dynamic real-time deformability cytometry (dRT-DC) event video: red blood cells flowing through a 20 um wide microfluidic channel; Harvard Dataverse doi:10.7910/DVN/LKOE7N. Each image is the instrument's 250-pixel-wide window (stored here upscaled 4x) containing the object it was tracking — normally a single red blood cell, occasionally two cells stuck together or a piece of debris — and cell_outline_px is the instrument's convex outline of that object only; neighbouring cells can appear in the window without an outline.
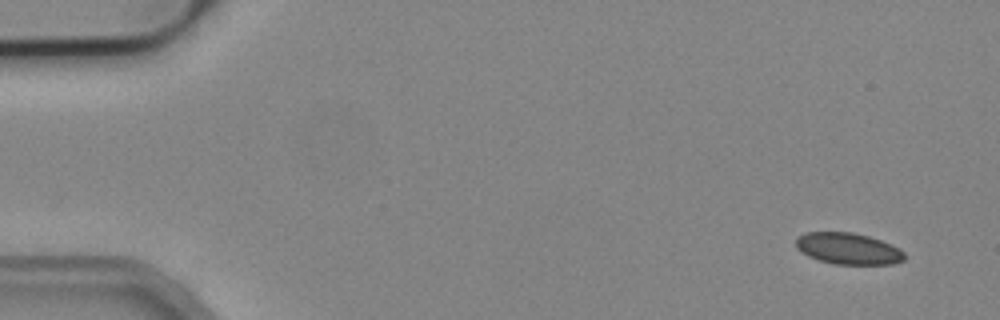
{"species": "common noctule bat (a hibernating species)", "species_latin": "Nyctalus noctula", "temperature_condition": "cold", "stored_images_in_passage": 5, "camera_frame_rate_fps": 3000, "um_per_image_px": 0.085, "animal": {"sex": "male", "body_mass_g": 19.2, "forearm_length_mm": 51.8}, "frame": {"image": 1, "passage_image": 1, "time_ms": 0.0, "image_size_px": [1000, 320], "cell_outline_px": [[904, 260], [892, 264], [832, 264], [808, 256], [800, 252], [796, 248], [796, 236], [804, 232], [852, 232], [868, 236], [880, 240], [900, 248], [904, 252]], "centroid_in_image_um": [72.06, 21.13], "position_along_channel_um": 12.9, "area_um2": 20.0}}
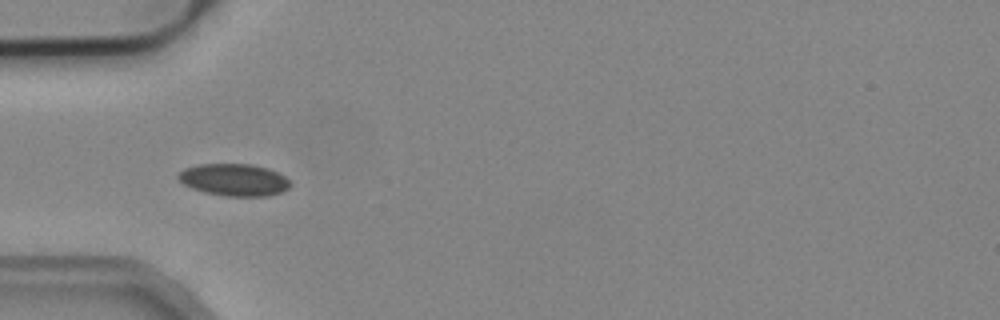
{"frame": {"image": 2, "passage_image": 5, "time_ms": 4.667, "image_size_px": [1000, 320], "cell_outline_px": [[292, 184], [288, 188], [280, 192], [268, 196], [224, 196], [204, 192], [192, 188], [184, 184], [176, 176], [184, 168], [196, 164], [252, 164], [268, 168], [284, 176]], "centroid_in_image_um": [19.88, 15.28], "position_along_channel_um": 65.1, "area_um2": 20.98}}